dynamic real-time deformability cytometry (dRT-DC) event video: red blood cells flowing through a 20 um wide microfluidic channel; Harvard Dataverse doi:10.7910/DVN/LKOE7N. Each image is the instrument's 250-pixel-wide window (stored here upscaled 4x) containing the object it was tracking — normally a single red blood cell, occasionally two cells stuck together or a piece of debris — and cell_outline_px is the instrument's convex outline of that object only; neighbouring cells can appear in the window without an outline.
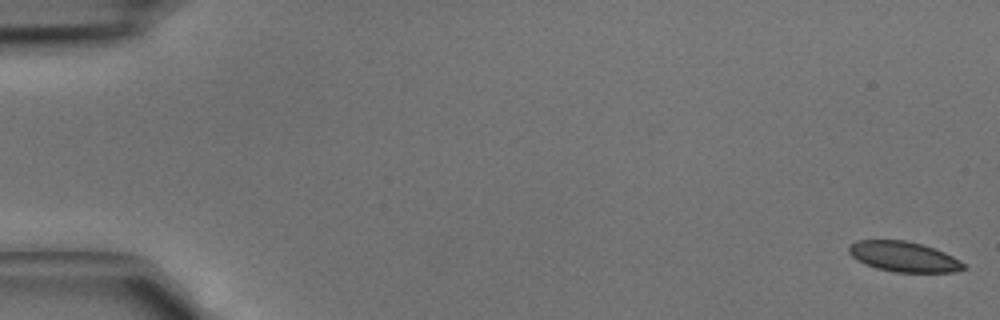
{"species": "common noctule bat (a hibernating species)", "species_latin": "Nyctalus noctula", "temperature_condition": "cold", "stored_images_in_passage": 43, "camera_frame_rate_fps": 3000, "um_per_image_px": 0.085, "animal": {"sex": "male", "body_mass_g": 15.6}, "frame": {"image": 1, "passage_image": 1, "time_ms": 0.0, "image_size_px": [1000, 320], "cell_outline_px": [[964, 268], [952, 272], [892, 272], [876, 268], [864, 264], [856, 260], [848, 252], [848, 248], [856, 240], [904, 240], [920, 244], [944, 252], [960, 260], [964, 264]], "centroid_in_image_um": [76.77, 21.82], "position_along_channel_um": 8.2, "area_um2": 20.06}}
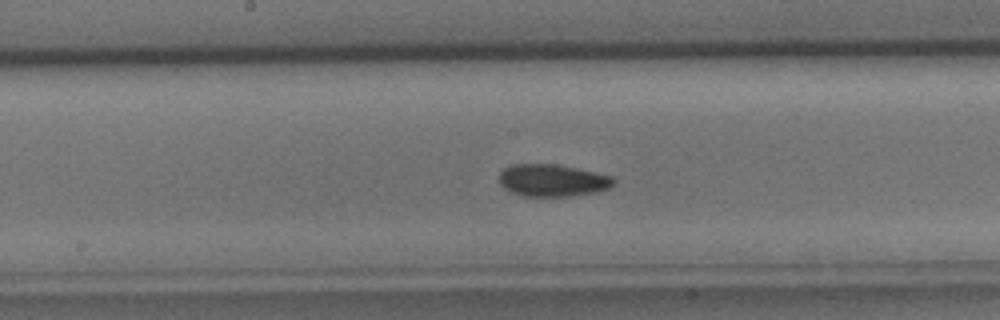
{"frame": {"image": 2, "passage_image": 23, "time_ms": 7.333, "image_size_px": [1000, 320], "cell_outline_px": [[616, 180], [608, 188], [596, 192], [572, 196], [520, 196], [504, 188], [500, 184], [500, 172], [504, 168], [512, 164], [556, 164], [576, 168], [612, 176]], "centroid_in_image_um": [46.94, 15.33], "position_along_channel_um": 201.3, "area_um2": 21.44}}
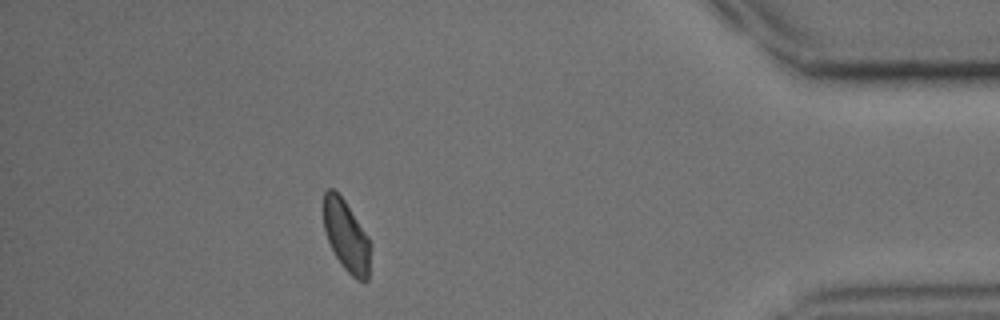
{"frame": {"image": 3, "passage_image": 39, "time_ms": 12.667, "image_size_px": [1000, 320], "cell_outline_px": [[372, 248], [368, 280], [356, 280], [344, 268], [336, 256], [328, 240], [324, 228], [324, 192], [328, 188], [332, 188], [344, 200], [368, 236], [372, 244]], "centroid_in_image_um": [29.48, 20.09], "position_along_channel_um": 405.7, "area_um2": 19.42}}